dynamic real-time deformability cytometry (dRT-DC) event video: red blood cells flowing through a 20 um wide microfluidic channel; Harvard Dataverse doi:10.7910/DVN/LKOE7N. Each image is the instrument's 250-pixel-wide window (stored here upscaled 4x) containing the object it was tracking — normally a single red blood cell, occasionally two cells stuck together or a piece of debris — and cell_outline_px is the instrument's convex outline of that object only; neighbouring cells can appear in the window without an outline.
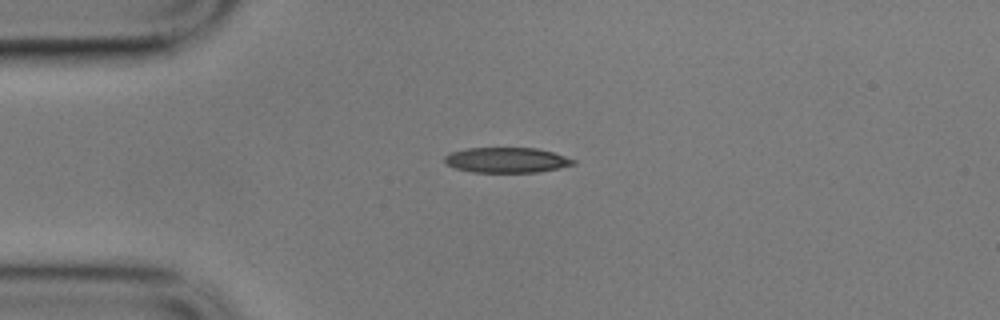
{"species": "common noctule bat (a hibernating species)", "species_latin": "Nyctalus noctula", "temperature_condition": "cold", "stored_images_in_passage": 1, "camera_frame_rate_fps": 3000, "um_per_image_px": 0.085, "animal": {"sex": "male", "body_mass_g": 17.9}, "frame": {"image": 1, "passage_image": 1, "time_ms": 0.0, "image_size_px": [1000, 320], "cell_outline_px": [[576, 164], [560, 168], [540, 172], [472, 172], [456, 168], [448, 164], [444, 160], [444, 156], [452, 152], [468, 148], [536, 148], [552, 152], [576, 160]], "centroid_in_image_um": [43.1, 13.61], "position_along_channel_um": 41.9, "area_um2": 18.84}}